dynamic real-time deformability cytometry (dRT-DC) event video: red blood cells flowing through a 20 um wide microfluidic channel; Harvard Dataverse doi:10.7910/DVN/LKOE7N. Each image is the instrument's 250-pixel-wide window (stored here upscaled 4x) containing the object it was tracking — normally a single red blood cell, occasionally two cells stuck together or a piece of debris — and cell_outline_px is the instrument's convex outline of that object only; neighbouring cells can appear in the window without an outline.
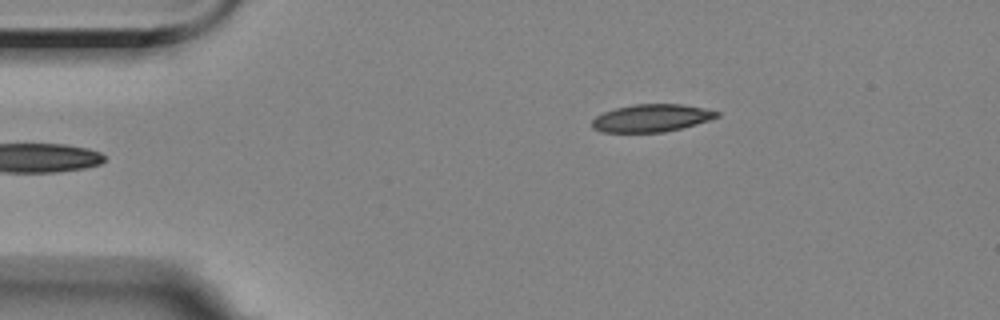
{"species": "Egyptian fruit bat (a non-hibernating species)", "species_latin": "Rousettus aegyptiacus", "temperature_condition": "room temperature", "stored_images_in_passage": 4, "camera_frame_rate_fps": 3000, "um_per_image_px": 0.085, "animal": {"sex": "female"}, "frame": {"image": 1, "passage_image": 4, "time_ms": 3.333, "image_size_px": [1000, 320], "cell_outline_px": [[720, 116], [696, 124], [664, 132], [604, 132], [592, 128], [592, 120], [596, 116], [604, 112], [616, 108], [632, 104], [680, 104], [720, 112]], "centroid_in_image_um": [55.35, 10.03], "position_along_channel_um": 29.7, "area_um2": 19.83}}